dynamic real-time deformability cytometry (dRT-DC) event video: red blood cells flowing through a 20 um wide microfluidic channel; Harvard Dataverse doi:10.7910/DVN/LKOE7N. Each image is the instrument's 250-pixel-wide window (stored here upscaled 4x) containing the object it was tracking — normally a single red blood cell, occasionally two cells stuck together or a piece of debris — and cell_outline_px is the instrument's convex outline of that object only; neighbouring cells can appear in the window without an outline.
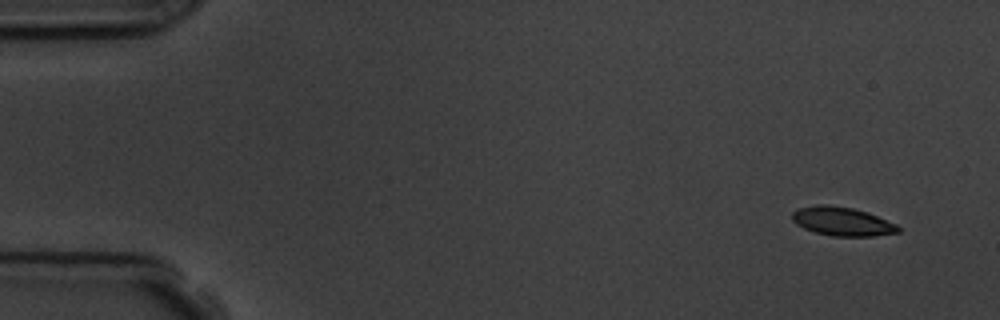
{"species": "common noctule bat (a hibernating species)", "species_latin": "Nyctalus noctula", "temperature_condition": "room temperature", "stored_images_in_passage": 5, "camera_frame_rate_fps": 3000, "um_per_image_px": 0.085, "animal": {"sex": "male", "body_mass_g": 19.5, "forearm_length_mm": 54.6}, "frame": {"image": 1, "passage_image": 1, "time_ms": 0.0, "image_size_px": [1000, 320], "cell_outline_px": [[900, 232], [872, 236], [832, 236], [816, 232], [804, 228], [796, 224], [792, 220], [792, 212], [800, 208], [820, 204], [824, 204], [852, 208], [868, 212], [896, 224], [900, 228]], "centroid_in_image_um": [71.59, 18.82], "position_along_channel_um": 13.4, "area_um2": 17.63}}
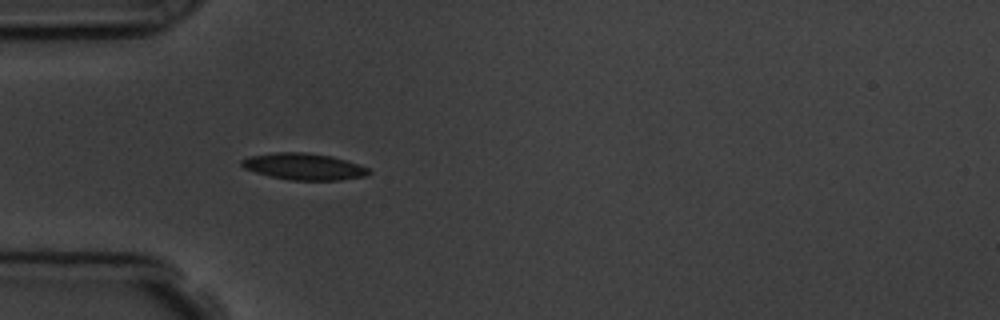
{"frame": {"image": 2, "passage_image": 5, "time_ms": 4.333, "image_size_px": [1000, 320], "cell_outline_px": [[372, 172], [364, 176], [340, 180], [288, 180], [256, 172], [244, 168], [240, 164], [240, 160], [248, 156], [272, 152], [304, 152], [332, 156], [360, 164], [368, 168]], "centroid_in_image_um": [25.82, 14.14], "position_along_channel_um": 59.2, "area_um2": 19.77}}